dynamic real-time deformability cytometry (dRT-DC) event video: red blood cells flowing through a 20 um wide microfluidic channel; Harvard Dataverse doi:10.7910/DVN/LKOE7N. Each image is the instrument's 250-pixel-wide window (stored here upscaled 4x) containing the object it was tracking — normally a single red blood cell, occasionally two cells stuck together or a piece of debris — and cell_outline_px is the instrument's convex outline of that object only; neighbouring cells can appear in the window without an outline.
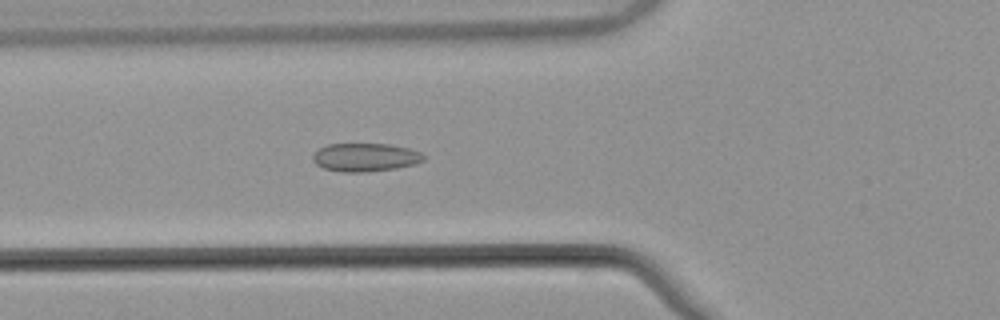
{"species": "common noctule bat (a hibernating species)", "species_latin": "Nyctalus noctula", "temperature_condition": "warm", "stored_images_in_passage": 45, "camera_frame_rate_fps": 3000, "um_per_image_px": 0.085, "animal": {"sex": "male", "body_mass_g": 21.5, "forearm_length_mm": 52.0}, "frame": {"image": 1, "passage_image": 11, "time_ms": 3.333, "image_size_px": [1000, 320], "cell_outline_px": [[424, 160], [416, 164], [396, 168], [368, 172], [340, 172], [324, 168], [316, 164], [312, 160], [312, 156], [320, 148], [328, 144], [388, 144], [408, 148], [420, 152], [424, 156]], "centroid_in_image_um": [31.05, 13.38], "position_along_channel_um": 94.8, "area_um2": 18.26}}
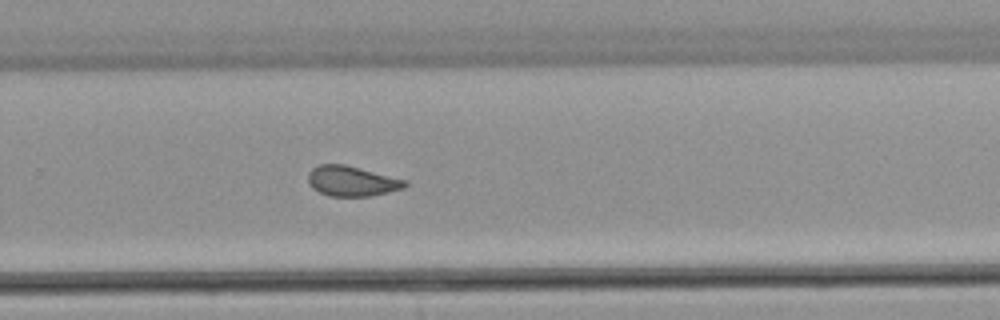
{"frame": {"image": 2, "passage_image": 27, "time_ms": 8.667, "image_size_px": [1000, 320], "cell_outline_px": [[408, 184], [404, 188], [372, 196], [328, 196], [312, 188], [308, 180], [308, 172], [312, 168], [320, 164], [344, 164], [408, 180]], "centroid_in_image_um": [29.91, 15.39], "position_along_channel_um": 299.9, "area_um2": 17.11}}
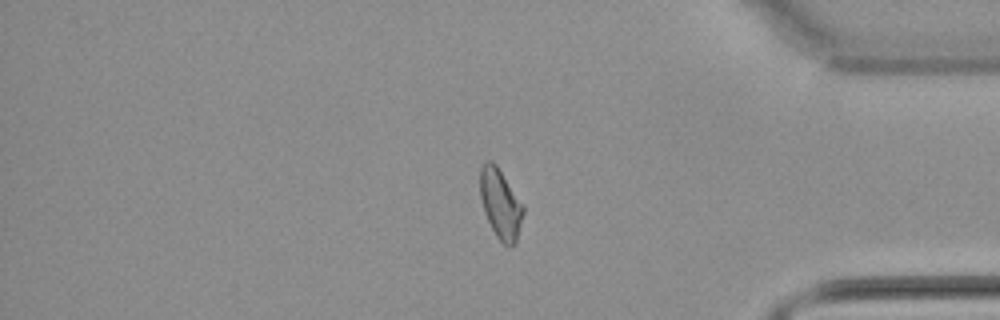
{"frame": {"image": 3, "passage_image": 36, "time_ms": 11.667, "image_size_px": [1000, 320], "cell_outline_px": [[524, 212], [516, 244], [504, 244], [496, 236], [484, 212], [480, 196], [480, 168], [488, 160], [492, 160], [496, 164], [524, 204]], "centroid_in_image_um": [42.55, 17.3], "position_along_channel_um": 392.6, "area_um2": 17.51}, "authors_computed_cell_mechanics": {"area_um2": 17.5134, "velocity_mm_per_s": 3.8544, "shape_relaxation_time_tau1_ms": null, "shape_relaxation_time_tau2_ms": 1.5029, "deformation_change_tau1": null, "deformation_change_tau2": 0.0613}}